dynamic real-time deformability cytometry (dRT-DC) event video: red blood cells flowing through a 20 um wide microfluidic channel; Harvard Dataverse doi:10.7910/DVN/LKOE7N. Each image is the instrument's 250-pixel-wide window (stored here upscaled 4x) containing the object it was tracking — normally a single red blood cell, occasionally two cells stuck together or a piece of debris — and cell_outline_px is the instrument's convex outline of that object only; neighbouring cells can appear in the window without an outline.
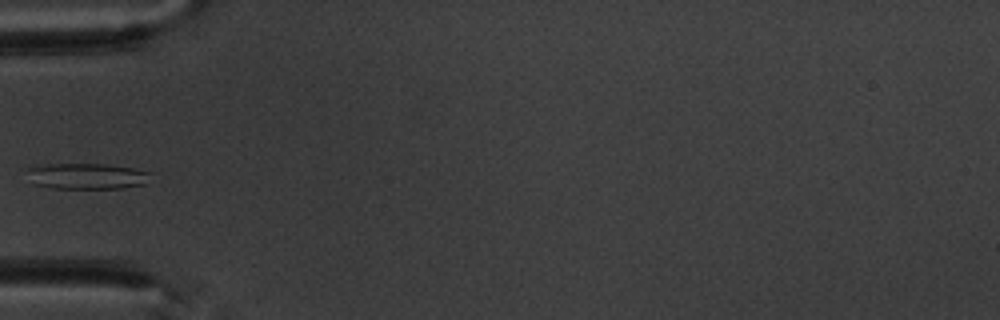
{"species": "common noctule bat (a hibernating species)", "species_latin": "Nyctalus noctula", "temperature_condition": "warm", "stored_images_in_passage": 5, "camera_frame_rate_fps": 3000, "um_per_image_px": 0.085, "animal": {"sex": "male", "body_mass_g": 20.1, "forearm_length_mm": 53.5}, "frame": {"image": 1, "passage_image": 5, "time_ms": 4.667, "image_size_px": [1000, 320], "cell_outline_px": [[152, 172], [144, 184], [124, 188], [52, 188], [32, 184], [28, 168], [36, 164], [108, 164], [132, 168]], "centroid_in_image_um": [7.36, 14.96], "position_along_channel_um": 77.6, "area_um2": 18.67}}